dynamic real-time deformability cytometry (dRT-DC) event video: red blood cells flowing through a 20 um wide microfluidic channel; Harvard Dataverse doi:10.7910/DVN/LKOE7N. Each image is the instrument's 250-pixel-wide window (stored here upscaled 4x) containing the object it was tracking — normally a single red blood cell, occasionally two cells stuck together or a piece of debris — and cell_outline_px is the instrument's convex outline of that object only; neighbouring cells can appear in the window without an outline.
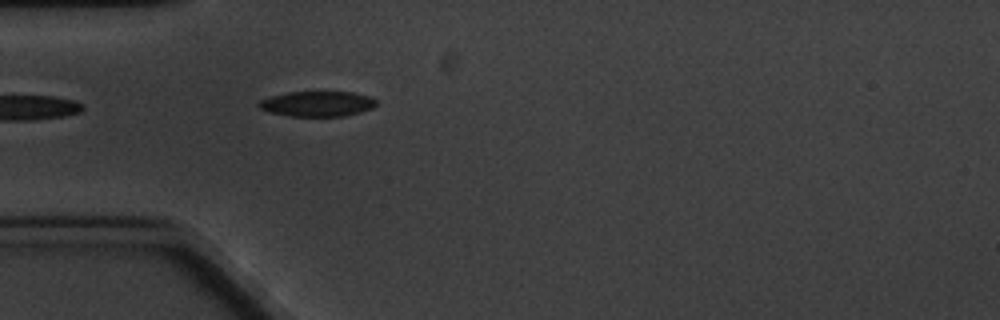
{"species": "common noctule bat (a hibernating species)", "species_latin": "Nyctalus noctula", "temperature_condition": "cold", "stored_images_in_passage": 5, "camera_frame_rate_fps": 3000, "um_per_image_px": 0.085, "animal": {"sex": "male", "body_mass_g": 20.1, "forearm_length_mm": 53.5}, "frame": {"image": 1, "passage_image": 5, "time_ms": 4.667, "image_size_px": [1000, 320], "cell_outline_px": [[376, 104], [372, 108], [360, 112], [344, 116], [288, 116], [268, 112], [260, 108], [256, 104], [260, 100], [272, 96], [288, 92], [352, 92], [368, 96], [376, 100]], "centroid_in_image_um": [26.94, 8.83], "position_along_channel_um": 58.1, "area_um2": 17.22}}